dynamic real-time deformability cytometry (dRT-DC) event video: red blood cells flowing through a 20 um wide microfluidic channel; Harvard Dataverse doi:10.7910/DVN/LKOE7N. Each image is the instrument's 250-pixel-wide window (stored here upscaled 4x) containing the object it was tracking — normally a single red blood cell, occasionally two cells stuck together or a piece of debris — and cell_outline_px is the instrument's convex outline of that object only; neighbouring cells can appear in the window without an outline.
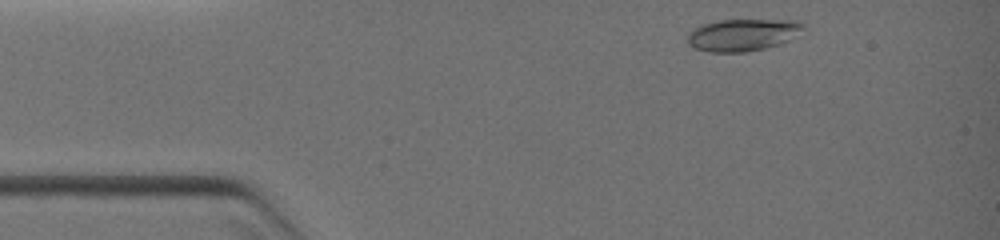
{"species": "common noctule bat (a hibernating species)", "species_latin": "Nyctalus noctula", "temperature_condition": "warm", "stored_images_in_passage": 18, "camera_frame_rate_fps": 3000, "um_per_image_px": 0.085, "animal": {"sex": "female", "body_mass_g": 19.0, "forearm_length_mm": 51.5}, "frame": {"image": 1, "passage_image": 3, "time_ms": 0.333, "image_size_px": [1000, 240], "cell_outline_px": [[804, 24], [788, 40], [780, 44], [764, 48], [744, 52], [712, 52], [696, 48], [688, 44], [688, 32], [704, 24], [720, 20], [796, 20]], "centroid_in_image_um": [63.07, 2.96], "position_along_channel_um": 21.9, "area_um2": 21.1}}
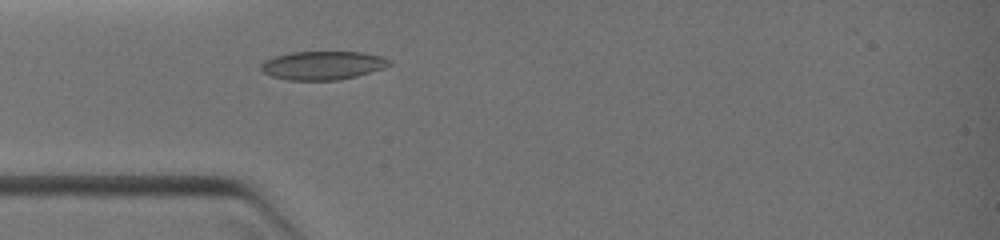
{"frame": {"image": 2, "passage_image": 15, "time_ms": 2.333, "image_size_px": [1000, 240], "cell_outline_px": [[392, 64], [384, 68], [356, 76], [340, 80], [288, 80], [272, 76], [264, 72], [260, 68], [260, 64], [264, 60], [276, 56], [292, 52], [360, 52], [380, 56], [392, 60]], "centroid_in_image_um": [27.44, 5.56], "position_along_channel_um": 57.6, "area_um2": 21.33}}